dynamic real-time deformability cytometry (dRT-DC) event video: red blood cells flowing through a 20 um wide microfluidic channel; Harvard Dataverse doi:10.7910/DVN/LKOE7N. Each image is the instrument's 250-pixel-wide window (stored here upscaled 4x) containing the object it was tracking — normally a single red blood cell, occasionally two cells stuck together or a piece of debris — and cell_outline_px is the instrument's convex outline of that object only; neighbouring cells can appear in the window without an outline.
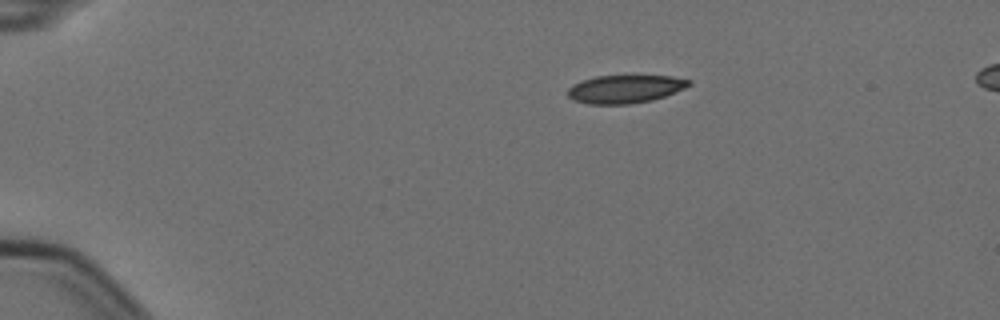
{"species": "Egyptian fruit bat (a non-hibernating species)", "species_latin": "Rousettus aegyptiacus", "temperature_condition": "cold", "stored_images_in_passage": 3, "camera_frame_rate_fps": 3000, "um_per_image_px": 0.085, "animal": {"sex": "female"}, "frame": {"image": 1, "passage_image": 1, "time_ms": 0.0, "image_size_px": [1000, 320], "cell_outline_px": [[692, 84], [684, 88], [664, 96], [652, 100], [628, 104], [588, 104], [572, 100], [568, 96], [568, 88], [572, 84], [580, 80], [596, 76], [672, 76], [692, 80]], "centroid_in_image_um": [53.1, 7.56], "position_along_channel_um": 31.9, "area_um2": 19.88}}